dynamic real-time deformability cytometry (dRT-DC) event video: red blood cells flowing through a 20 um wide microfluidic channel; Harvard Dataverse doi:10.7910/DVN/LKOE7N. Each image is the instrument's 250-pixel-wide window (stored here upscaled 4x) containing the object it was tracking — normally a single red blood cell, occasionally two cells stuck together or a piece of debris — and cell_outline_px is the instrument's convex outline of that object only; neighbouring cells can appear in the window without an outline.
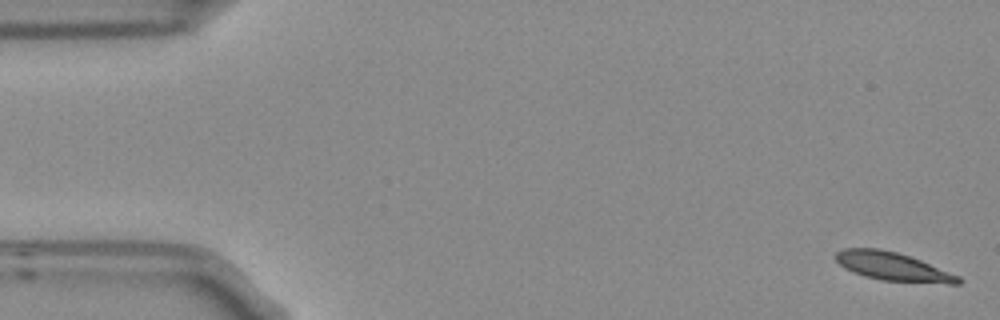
{"species": "Egyptian fruit bat (a non-hibernating species)", "species_latin": "Rousettus aegyptiacus", "temperature_condition": "room temperature", "stored_images_in_passage": 4, "camera_frame_rate_fps": 3000, "um_per_image_px": 0.085, "frame": {"image": 1, "passage_image": 1, "time_ms": 0.0, "image_size_px": [1000, 320], "cell_outline_px": [[964, 280], [960, 284], [948, 284], [880, 280], [864, 276], [852, 272], [844, 268], [832, 256], [836, 252], [844, 248], [880, 248], [896, 252], [920, 260], [960, 276]], "centroid_in_image_um": [75.88, 22.66], "position_along_channel_um": 9.1, "area_um2": 20.46}}